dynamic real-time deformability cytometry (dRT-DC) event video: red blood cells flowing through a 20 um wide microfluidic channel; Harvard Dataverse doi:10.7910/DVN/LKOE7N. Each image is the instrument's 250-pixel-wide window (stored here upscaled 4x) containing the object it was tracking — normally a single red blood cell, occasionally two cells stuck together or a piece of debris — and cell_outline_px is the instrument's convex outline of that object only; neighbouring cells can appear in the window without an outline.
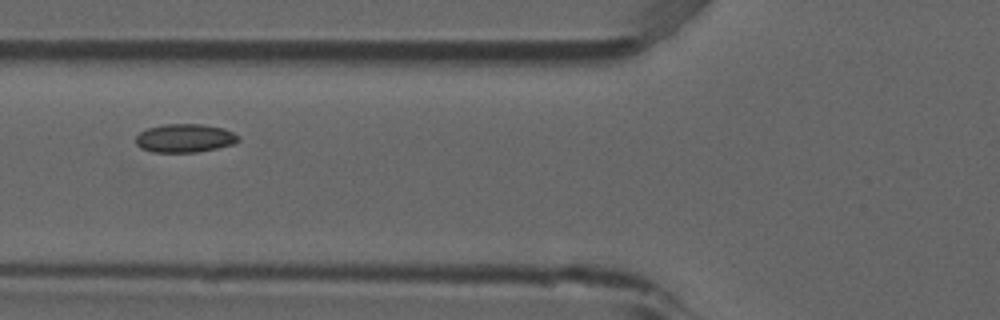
{"species": "common noctule bat (a hibernating species)", "species_latin": "Nyctalus noctula", "temperature_condition": "room temperature", "stored_images_in_passage": 7, "camera_frame_rate_fps": 3000, "um_per_image_px": 0.085, "animal": {"sex": "male", "forearm_length_mm": 52.5}, "frame": {"image": 1, "passage_image": 5, "time_ms": 1.333, "image_size_px": [1000, 320], "cell_outline_px": [[240, 140], [232, 144], [216, 148], [196, 152], [152, 152], [140, 148], [136, 144], [136, 136], [140, 132], [148, 128], [164, 124], [204, 124], [224, 128], [240, 136]], "centroid_in_image_um": [15.7, 11.74], "position_along_channel_um": 110.1, "area_um2": 17.05}}
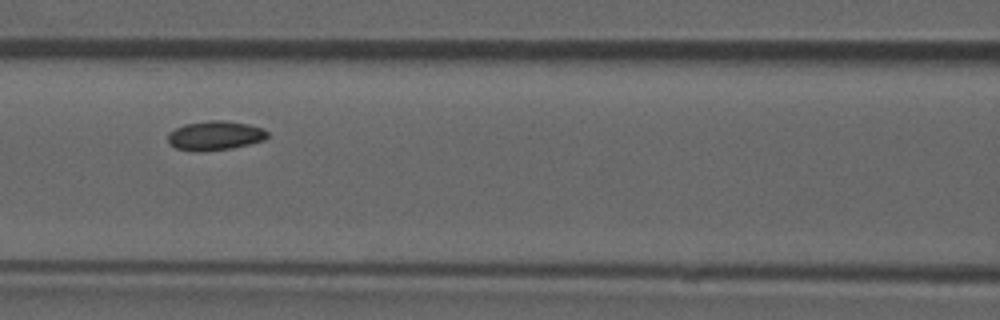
{"frame": {"image": 2, "passage_image": 6, "time_ms": 1.667, "image_size_px": [1000, 320], "cell_outline_px": [[268, 136], [264, 140], [248, 144], [228, 148], [176, 148], [168, 144], [168, 132], [184, 124], [208, 120], [224, 120], [248, 124], [264, 128], [268, 132]], "centroid_in_image_um": [18.31, 11.46], "position_along_channel_um": 148.3, "area_um2": 16.24}}